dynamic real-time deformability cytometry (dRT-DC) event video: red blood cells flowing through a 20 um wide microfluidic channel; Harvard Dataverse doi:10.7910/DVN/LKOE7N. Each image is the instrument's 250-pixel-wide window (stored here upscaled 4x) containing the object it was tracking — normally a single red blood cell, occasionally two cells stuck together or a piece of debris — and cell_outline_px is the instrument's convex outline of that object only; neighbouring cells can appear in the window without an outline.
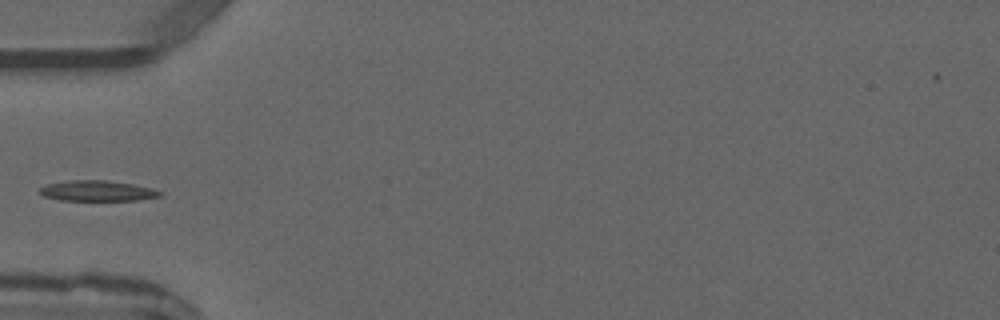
{"species": "common noctule bat (a hibernating species)", "species_latin": "Nyctalus noctula", "temperature_condition": "warm", "stored_images_in_passage": 1, "camera_frame_rate_fps": 3000, "um_per_image_px": 0.085, "animal": {"sex": "male", "forearm_length_mm": 52.5}, "frame": {"image": 1, "passage_image": 1, "time_ms": 0.0, "image_size_px": [1000, 320], "cell_outline_px": [[164, 192], [160, 196], [136, 200], [60, 200], [44, 196], [40, 192], [40, 188], [48, 184], [68, 180], [108, 180], [132, 184], [152, 188]], "centroid_in_image_um": [8.29, 16.21], "position_along_channel_um": 76.7, "area_um2": 14.28}}